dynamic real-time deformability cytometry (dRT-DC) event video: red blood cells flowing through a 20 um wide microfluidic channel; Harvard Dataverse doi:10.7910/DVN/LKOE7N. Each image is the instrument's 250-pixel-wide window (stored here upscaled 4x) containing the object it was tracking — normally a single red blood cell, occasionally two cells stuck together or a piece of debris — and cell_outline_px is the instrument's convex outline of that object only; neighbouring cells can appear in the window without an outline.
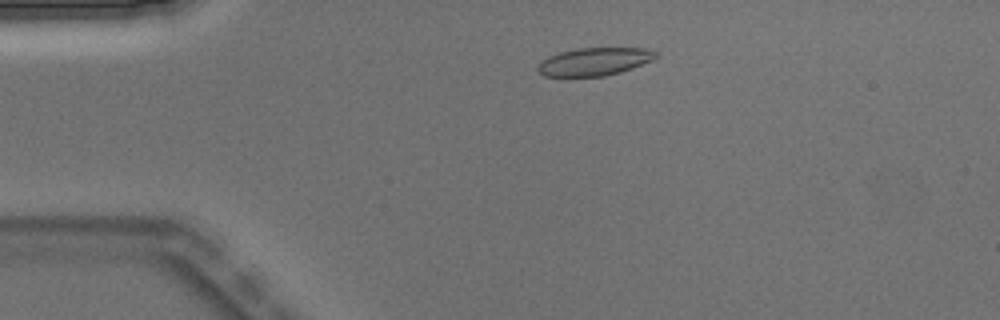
{"species": "Egyptian fruit bat (a non-hibernating species)", "species_latin": "Rousettus aegyptiacus", "temperature_condition": "warm", "stored_images_in_passage": 2, "camera_frame_rate_fps": 3000, "um_per_image_px": 0.085, "animal": {"sex": "male"}, "frame": {"image": 1, "passage_image": 1, "time_ms": 0.0, "image_size_px": [1000, 320], "cell_outline_px": [[660, 56], [652, 60], [632, 68], [620, 72], [604, 76], [544, 76], [536, 68], [548, 56], [560, 52], [576, 48], [648, 48], [656, 52]], "centroid_in_image_um": [50.56, 5.23], "position_along_channel_um": 34.4, "area_um2": 19.07}}